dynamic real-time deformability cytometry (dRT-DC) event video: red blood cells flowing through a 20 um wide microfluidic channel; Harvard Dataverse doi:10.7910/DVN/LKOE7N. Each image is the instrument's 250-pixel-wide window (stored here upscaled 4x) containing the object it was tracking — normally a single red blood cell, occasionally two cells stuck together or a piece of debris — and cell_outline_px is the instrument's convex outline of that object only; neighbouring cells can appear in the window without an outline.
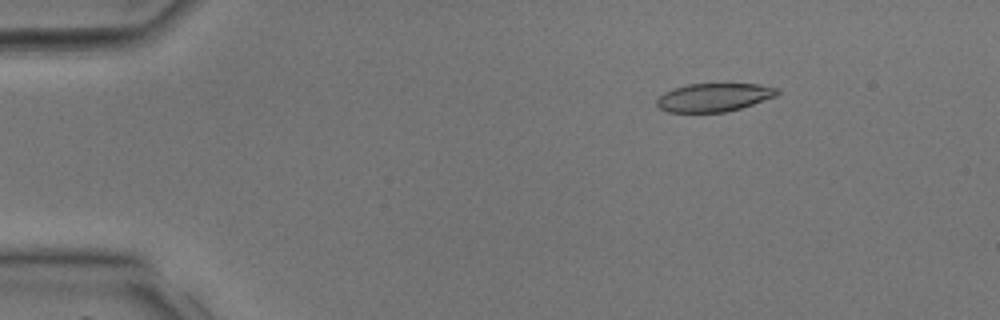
{"species": "common noctule bat (a hibernating species)", "species_latin": "Nyctalus noctula", "temperature_condition": "room temperature", "stored_images_in_passage": 38, "camera_frame_rate_fps": 3000, "um_per_image_px": 0.085, "animal": {"sex": "male", "body_mass_g": 17.9, "forearm_length_mm": 54.2}, "frame": {"image": 1, "passage_image": 6, "time_ms": 1.667, "image_size_px": [1000, 320], "cell_outline_px": [[780, 92], [776, 96], [740, 108], [724, 112], [668, 112], [660, 108], [656, 104], [656, 100], [664, 92], [688, 84], [756, 84], [780, 88]], "centroid_in_image_um": [60.69, 8.27], "position_along_channel_um": 24.3, "area_um2": 19.71}}
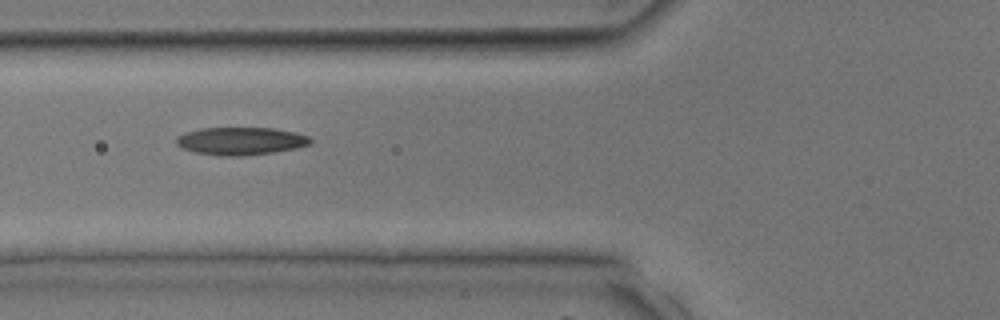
{"frame": {"image": 2, "passage_image": 15, "time_ms": 4.667, "image_size_px": [1000, 320], "cell_outline_px": [[312, 144], [296, 148], [272, 152], [244, 156], [220, 156], [196, 152], [180, 148], [176, 144], [176, 136], [184, 132], [200, 128], [276, 128], [296, 132], [308, 136], [312, 140]], "centroid_in_image_um": [20.45, 11.98], "position_along_channel_um": 105.4, "area_um2": 21.91}}
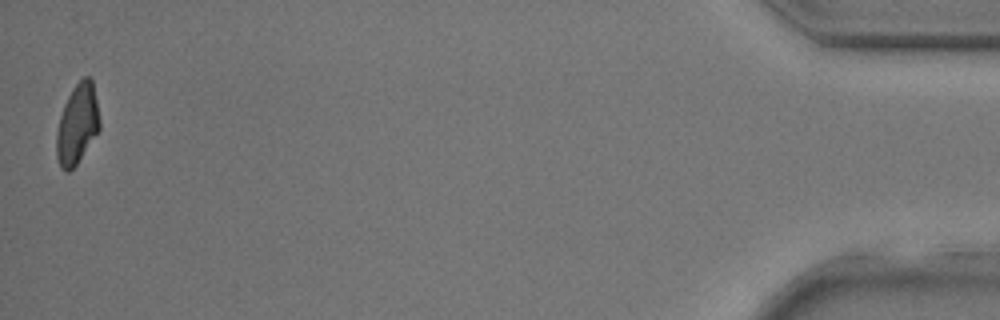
{"frame": {"image": 3, "passage_image": 38, "time_ms": 12.333, "image_size_px": [1000, 320], "cell_outline_px": [[100, 128], [76, 164], [68, 172], [64, 172], [60, 168], [56, 156], [56, 132], [60, 116], [64, 104], [72, 88], [84, 76], [92, 76], [100, 120]], "centroid_in_image_um": [6.56, 10.53], "position_along_channel_um": 428.6, "area_um2": 20.11}}